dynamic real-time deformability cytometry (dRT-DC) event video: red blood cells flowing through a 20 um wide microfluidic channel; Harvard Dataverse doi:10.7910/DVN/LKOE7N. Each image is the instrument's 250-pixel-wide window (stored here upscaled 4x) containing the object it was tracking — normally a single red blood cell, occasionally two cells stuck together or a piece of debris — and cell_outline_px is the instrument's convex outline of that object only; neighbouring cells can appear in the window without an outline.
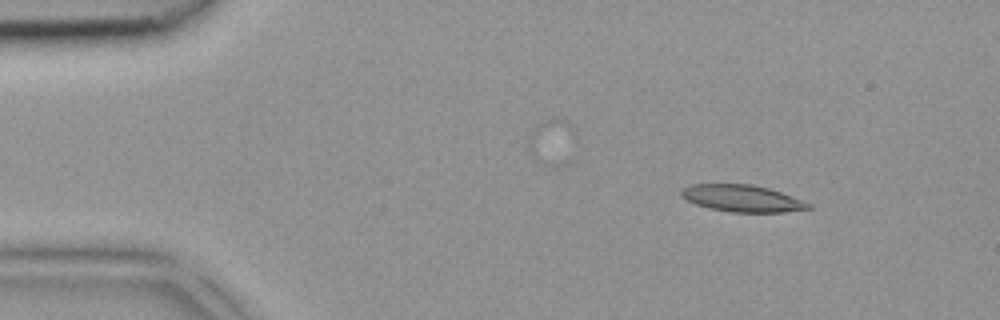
{"species": "common noctule bat (a hibernating species)", "species_latin": "Nyctalus noctula", "temperature_condition": "room temperature", "stored_images_in_passage": 4, "camera_frame_rate_fps": 3000, "um_per_image_px": 0.085, "animal": {"sex": "female", "body_mass_g": 18.4}, "frame": {"image": 1, "passage_image": 2, "time_ms": 0.333, "image_size_px": [1000, 320], "cell_outline_px": [[812, 208], [784, 212], [732, 212], [708, 208], [696, 204], [680, 196], [680, 192], [684, 188], [692, 184], [752, 184], [768, 188], [792, 196], [812, 204]], "centroid_in_image_um": [63.09, 16.86], "position_along_channel_um": 21.9, "area_um2": 19.83}}
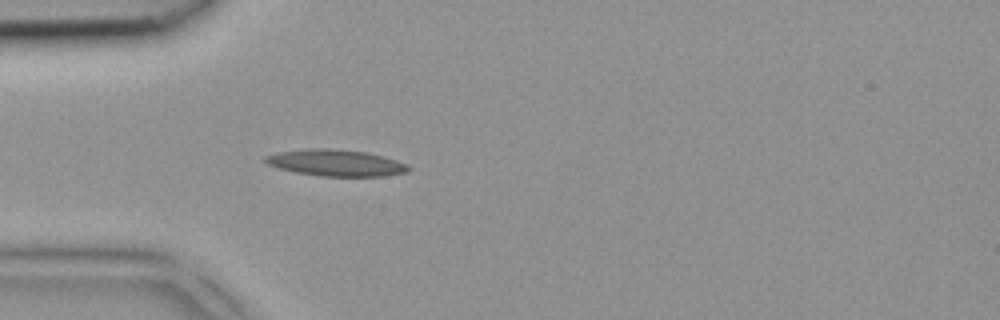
{"frame": {"image": 2, "passage_image": 4, "time_ms": 1.0, "image_size_px": [1000, 320], "cell_outline_px": [[412, 168], [408, 172], [384, 176], [320, 176], [296, 172], [280, 168], [268, 164], [264, 160], [264, 156], [276, 152], [304, 148], [328, 148], [368, 152], [384, 156], [408, 164]], "centroid_in_image_um": [28.57, 13.83], "position_along_channel_um": 56.4, "area_um2": 22.31}}